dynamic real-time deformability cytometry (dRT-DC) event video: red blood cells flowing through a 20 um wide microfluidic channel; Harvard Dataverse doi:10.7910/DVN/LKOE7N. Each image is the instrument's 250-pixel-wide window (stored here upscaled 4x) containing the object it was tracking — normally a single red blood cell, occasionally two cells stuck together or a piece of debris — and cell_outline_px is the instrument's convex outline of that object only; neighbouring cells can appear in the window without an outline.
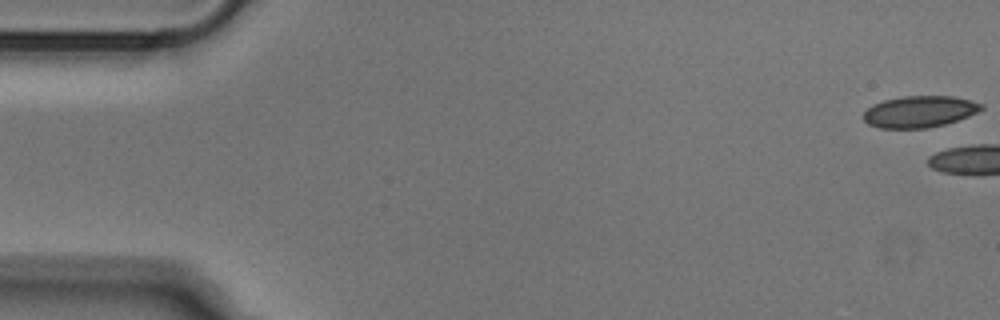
{"species": "Egyptian fruit bat (a non-hibernating species)", "species_latin": "Rousettus aegyptiacus", "temperature_condition": "cold", "stored_images_in_passage": 4, "camera_frame_rate_fps": 3000, "um_per_image_px": 0.085, "animal": {"sex": "male"}, "frame": {"image": 1, "passage_image": 1, "time_ms": 0.0, "image_size_px": [1000, 320], "cell_outline_px": [[984, 108], [968, 116], [944, 124], [928, 128], [880, 128], [868, 124], [864, 120], [864, 112], [872, 104], [884, 100], [904, 96], [952, 96], [984, 104]], "centroid_in_image_um": [78.14, 9.49], "position_along_channel_um": 6.9, "area_um2": 21.5}}